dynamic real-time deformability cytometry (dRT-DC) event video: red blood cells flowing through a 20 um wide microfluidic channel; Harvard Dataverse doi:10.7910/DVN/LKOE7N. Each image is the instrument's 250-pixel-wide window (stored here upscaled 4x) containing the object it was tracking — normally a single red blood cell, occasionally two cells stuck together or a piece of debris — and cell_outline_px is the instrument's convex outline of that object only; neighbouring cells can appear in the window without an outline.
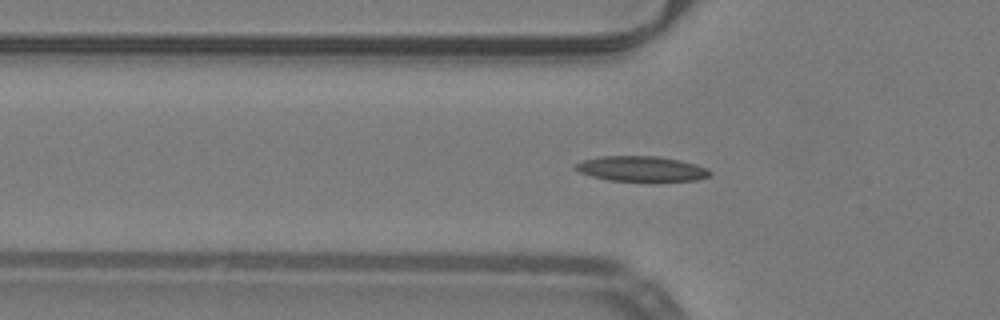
{"species": "common noctule bat (a hibernating species)", "species_latin": "Nyctalus noctula", "temperature_condition": "warm", "stored_images_in_passage": 52, "segment_of_instrument_passage": [1, 2], "camera_frame_rate_fps": 3000, "um_per_image_px": 0.085, "animal": {"sex": "male", "body_mass_g": 19.2, "forearm_length_mm": 51.8}, "frame": {"image": 1, "passage_image": 17, "time_ms": 5.333, "image_size_px": [1000, 320], "cell_outline_px": [[712, 172], [708, 176], [696, 180], [608, 180], [592, 176], [580, 172], [572, 168], [572, 164], [584, 160], [600, 156], [660, 156], [680, 160], [696, 164]], "centroid_in_image_um": [54.45, 14.32], "position_along_channel_um": 71.3, "area_um2": 19.48}}
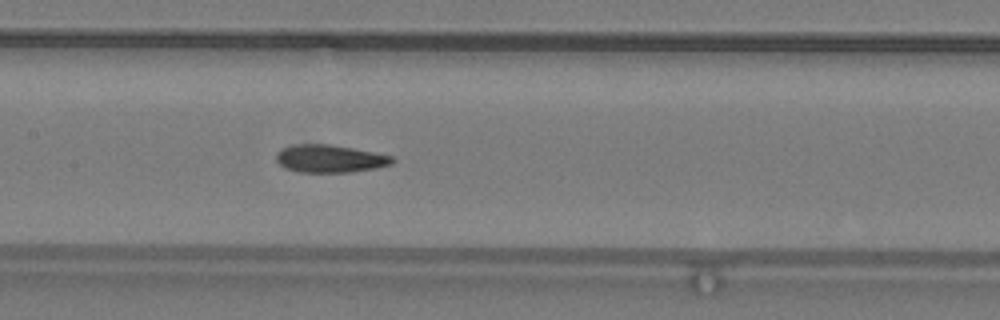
{"frame": {"image": 2, "passage_image": 25, "time_ms": 8.0, "image_size_px": [1000, 320], "cell_outline_px": [[396, 160], [392, 164], [372, 168], [348, 172], [300, 172], [284, 168], [276, 160], [276, 152], [284, 148], [296, 144], [332, 144], [392, 156]], "centroid_in_image_um": [28.01, 13.48], "position_along_channel_um": 179.4, "area_um2": 18.55}}
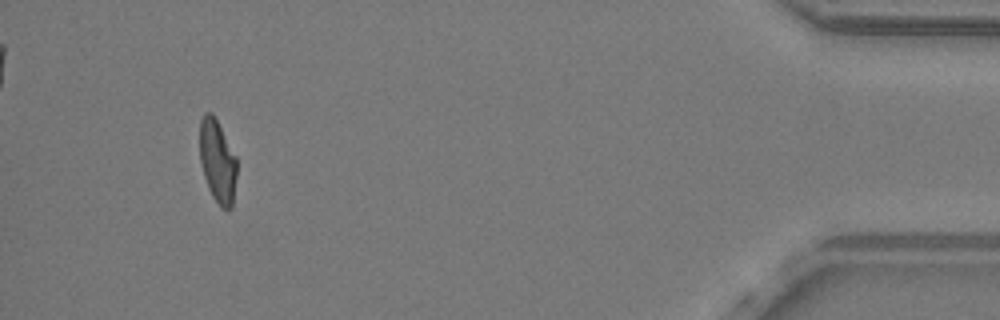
{"frame": {"image": 3, "passage_image": 48, "time_ms": 15.667, "image_size_px": [1000, 320], "cell_outline_px": [[236, 176], [232, 208], [228, 212], [220, 208], [212, 196], [208, 188], [200, 164], [200, 120], [204, 112], [212, 112], [236, 156]], "centroid_in_image_um": [18.48, 13.75], "position_along_channel_um": 416.7, "area_um2": 18.09}}